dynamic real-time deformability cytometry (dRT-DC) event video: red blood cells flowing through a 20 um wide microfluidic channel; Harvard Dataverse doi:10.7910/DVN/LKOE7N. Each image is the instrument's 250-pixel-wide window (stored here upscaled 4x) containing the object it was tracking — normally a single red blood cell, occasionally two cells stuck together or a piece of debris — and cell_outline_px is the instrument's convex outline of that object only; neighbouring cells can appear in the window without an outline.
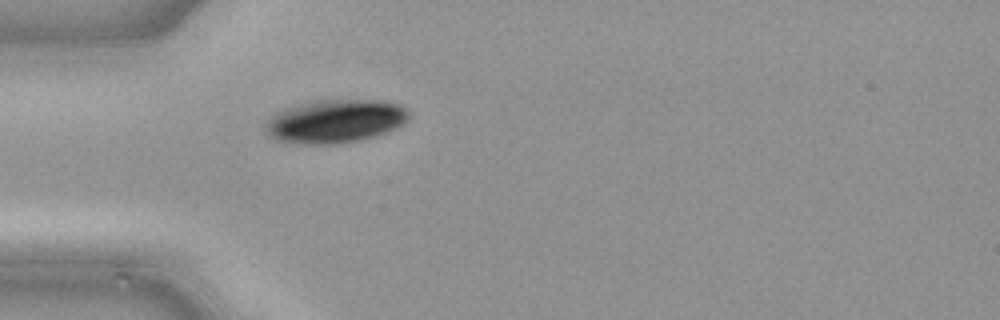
{"species": "common noctule bat (a hibernating species)", "species_latin": "Nyctalus noctula", "temperature_condition": "cold", "stored_images_in_passage": 35, "camera_frame_rate_fps": 3000, "um_per_image_px": 0.085, "animal": {"sex": "male", "body_mass_g": 21.5, "forearm_length_mm": 52.0}, "frame": {"image": 1, "passage_image": 1, "time_ms": 0.0, "image_size_px": [1000, 320], "cell_outline_px": [[408, 120], [396, 128], [388, 132], [376, 136], [360, 140], [340, 144], [296, 144], [276, 140], [268, 136], [264, 128], [264, 124], [276, 112], [300, 104], [316, 100], [384, 100], [400, 104], [408, 112]], "centroid_in_image_um": [28.49, 10.32], "position_along_channel_um": 56.5, "area_um2": 36.53}}
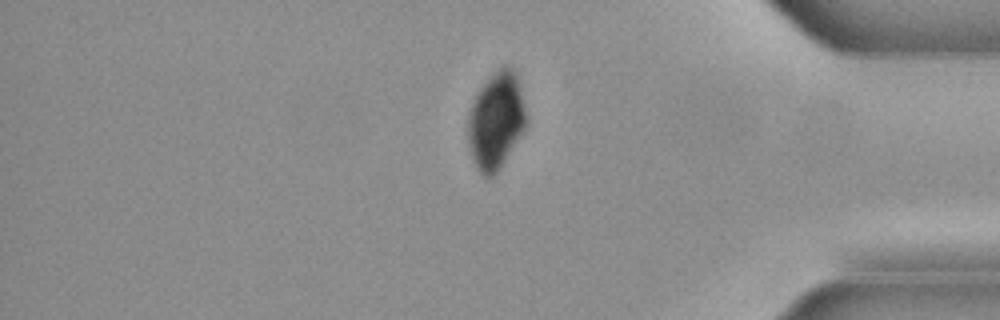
{"frame": {"image": 2, "passage_image": 27, "time_ms": 8.667, "image_size_px": [1000, 320], "cell_outline_px": [[528, 120], [524, 128], [496, 172], [492, 176], [484, 176], [476, 168], [468, 144], [468, 112], [480, 88], [492, 72], [504, 64], [508, 64], [516, 72], [520, 80]], "centroid_in_image_um": [42.17, 10.16], "position_along_channel_um": 393.0, "area_um2": 32.83}}
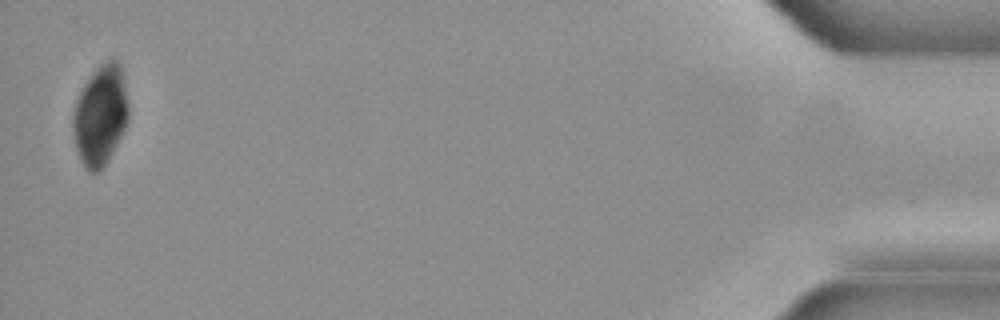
{"frame": {"image": 3, "passage_image": 34, "time_ms": 11.0, "image_size_px": [1000, 320], "cell_outline_px": [[128, 120], [116, 144], [100, 172], [88, 172], [76, 148], [72, 124], [72, 120], [76, 100], [84, 84], [92, 72], [104, 60], [116, 60], [120, 64], [124, 80], [128, 104]], "centroid_in_image_um": [8.53, 9.76], "position_along_channel_um": 426.7, "area_um2": 31.96}}